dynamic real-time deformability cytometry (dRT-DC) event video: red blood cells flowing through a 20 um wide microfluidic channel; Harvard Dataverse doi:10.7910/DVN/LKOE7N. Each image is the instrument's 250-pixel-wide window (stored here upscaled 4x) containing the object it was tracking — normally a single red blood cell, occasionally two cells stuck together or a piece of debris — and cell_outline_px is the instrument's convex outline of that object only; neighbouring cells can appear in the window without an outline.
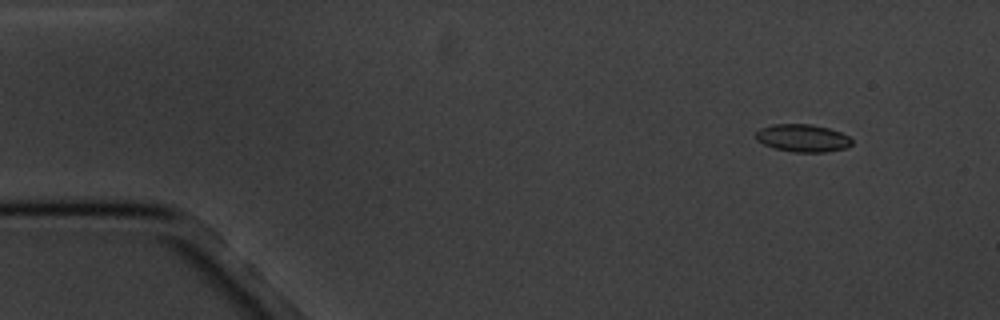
{"species": "common noctule bat (a hibernating species)", "species_latin": "Nyctalus noctula", "temperature_condition": "cold", "stored_images_in_passage": 5, "camera_frame_rate_fps": 3000, "um_per_image_px": 0.085, "animal": {"sex": "male", "body_mass_g": 20.1, "forearm_length_mm": 53.5}, "frame": {"image": 1, "passage_image": 2, "time_ms": 1.0, "image_size_px": [1000, 320], "cell_outline_px": [[852, 144], [844, 148], [824, 152], [792, 152], [776, 148], [764, 144], [756, 140], [756, 132], [760, 128], [772, 124], [812, 124], [828, 128], [840, 132], [848, 136], [852, 140]], "centroid_in_image_um": [68.21, 11.73], "position_along_channel_um": 16.8, "area_um2": 15.37}}
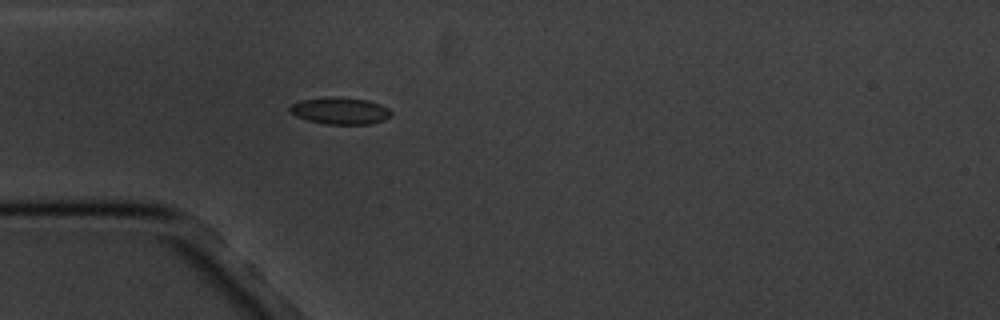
{"frame": {"image": 2, "passage_image": 5, "time_ms": 4.667, "image_size_px": [1000, 320], "cell_outline_px": [[392, 116], [384, 120], [368, 124], [324, 124], [308, 120], [296, 116], [288, 108], [292, 104], [300, 100], [332, 96], [368, 100], [380, 104], [388, 108], [392, 112]], "centroid_in_image_um": [28.93, 9.41], "position_along_channel_um": 56.1, "area_um2": 15.9}}